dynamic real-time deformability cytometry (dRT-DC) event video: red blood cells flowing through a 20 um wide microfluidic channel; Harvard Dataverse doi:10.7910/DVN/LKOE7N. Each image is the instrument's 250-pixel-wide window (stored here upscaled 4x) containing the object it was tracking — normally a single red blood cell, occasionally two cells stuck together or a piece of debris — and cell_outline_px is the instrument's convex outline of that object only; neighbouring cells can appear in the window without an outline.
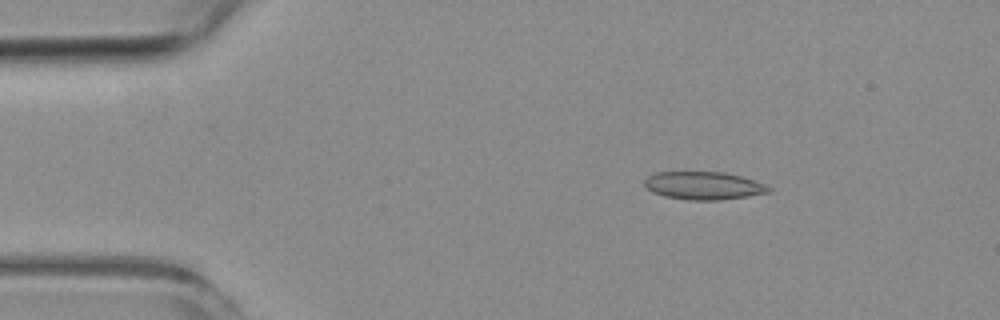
{"species": "common noctule bat (a hibernating species)", "species_latin": "Nyctalus noctula", "temperature_condition": "room temperature", "stored_images_in_passage": 4, "camera_frame_rate_fps": 3000, "um_per_image_px": 0.085, "animal": {"sex": "female", "body_mass_g": 19.3, "forearm_length_mm": 54.1}, "frame": {"image": 1, "passage_image": 2, "time_ms": 1.333, "image_size_px": [1000, 320], "cell_outline_px": [[772, 188], [768, 192], [748, 196], [720, 200], [688, 200], [664, 196], [652, 192], [644, 188], [644, 180], [648, 176], [656, 172], [724, 172], [740, 176], [764, 184]], "centroid_in_image_um": [59.75, 15.78], "position_along_channel_um": 25.3, "area_um2": 20.17}}